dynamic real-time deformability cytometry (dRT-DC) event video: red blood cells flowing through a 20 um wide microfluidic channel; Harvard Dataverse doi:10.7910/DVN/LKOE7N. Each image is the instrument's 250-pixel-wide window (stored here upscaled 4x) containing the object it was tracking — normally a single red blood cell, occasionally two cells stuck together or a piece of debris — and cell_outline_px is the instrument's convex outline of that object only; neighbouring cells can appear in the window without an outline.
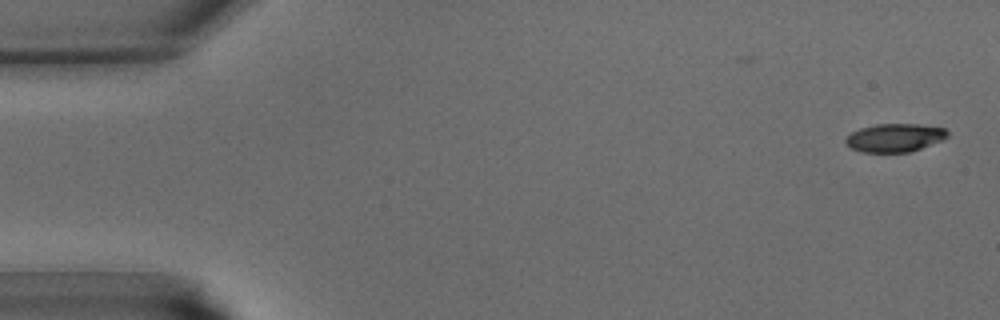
{"species": "common noctule bat (a hibernating species)", "species_latin": "Nyctalus noctula", "temperature_condition": "warm", "stored_images_in_passage": 41, "camera_frame_rate_fps": 3000, "um_per_image_px": 0.085, "animal": {"sex": "male", "body_mass_g": 15.6}, "frame": {"image": 1, "passage_image": 1, "time_ms": 0.0, "image_size_px": [1000, 320], "cell_outline_px": [[948, 136], [940, 140], [920, 148], [908, 152], [860, 152], [844, 144], [844, 140], [852, 132], [860, 128], [876, 124], [916, 124], [944, 128], [948, 132]], "centroid_in_image_um": [76.0, 11.7], "position_along_channel_um": 9.0, "area_um2": 16.59}}
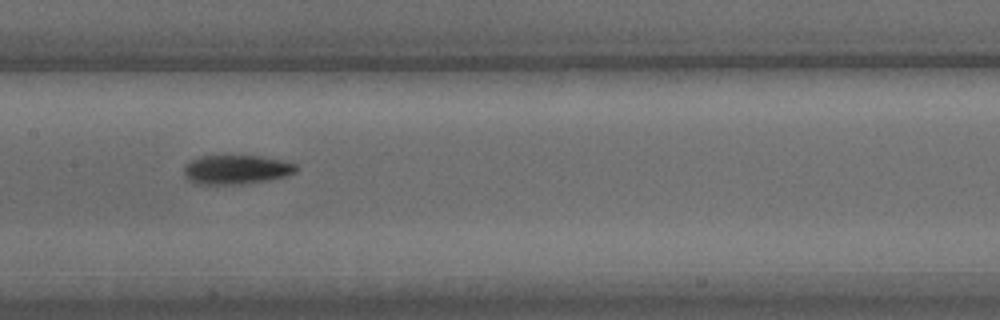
{"frame": {"image": 2, "passage_image": 20, "time_ms": 6.333, "image_size_px": [1000, 320], "cell_outline_px": [[300, 168], [296, 172], [288, 176], [268, 180], [240, 184], [196, 184], [188, 180], [184, 176], [184, 168], [188, 160], [200, 156], [264, 156], [296, 164]], "centroid_in_image_um": [20.09, 14.41], "position_along_channel_um": 187.3, "area_um2": 19.31}}
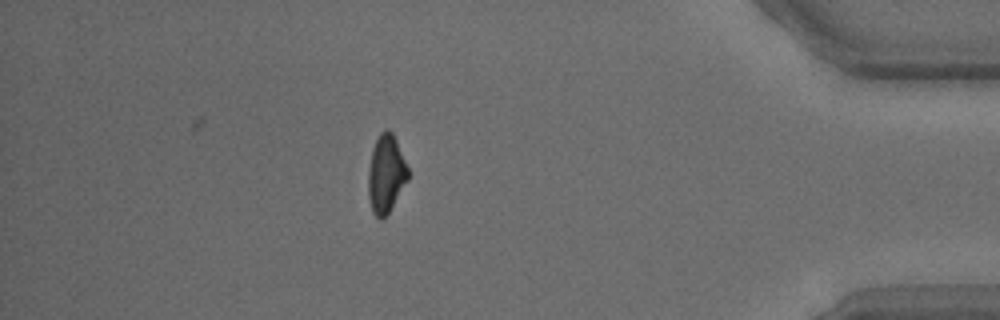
{"frame": {"image": 3, "passage_image": 36, "time_ms": 11.667, "image_size_px": [1000, 320], "cell_outline_px": [[408, 180], [384, 220], [380, 220], [372, 212], [368, 196], [368, 168], [372, 148], [380, 132], [384, 128], [388, 128], [392, 132], [396, 140], [408, 168]], "centroid_in_image_um": [32.79, 14.79], "position_along_channel_um": 402.4, "area_um2": 18.26}}